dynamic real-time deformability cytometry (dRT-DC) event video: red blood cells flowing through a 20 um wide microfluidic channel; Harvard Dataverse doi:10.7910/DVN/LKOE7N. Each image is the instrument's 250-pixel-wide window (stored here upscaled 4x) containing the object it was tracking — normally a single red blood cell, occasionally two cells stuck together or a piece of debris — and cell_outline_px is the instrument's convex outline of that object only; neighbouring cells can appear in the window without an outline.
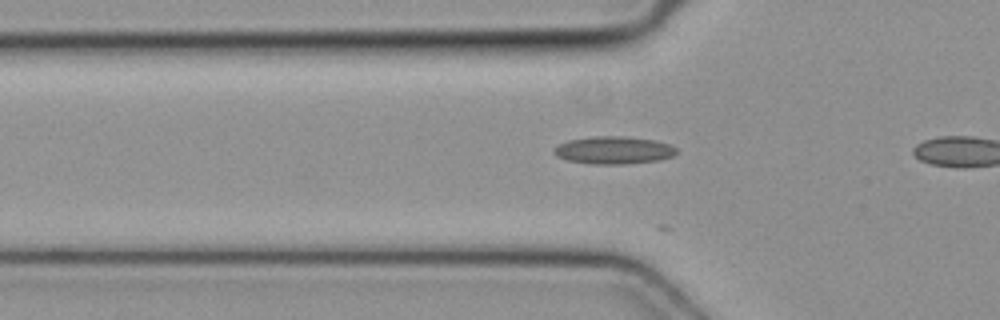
{"species": "common noctule bat (a hibernating species)", "species_latin": "Nyctalus noctula", "temperature_condition": "cold", "stored_images_in_passage": 10, "camera_frame_rate_fps": 3000, "um_per_image_px": 0.085, "animal": {"sex": "female", "body_mass_g": 19.3, "forearm_length_mm": 54.1}, "frame": {"image": 1, "passage_image": 8, "time_ms": 2.333, "image_size_px": [1000, 320], "cell_outline_px": [[676, 152], [672, 156], [660, 160], [628, 164], [592, 164], [568, 160], [556, 156], [552, 152], [560, 144], [568, 140], [592, 136], [624, 136], [652, 140], [668, 144], [676, 148]], "centroid_in_image_um": [52.15, 12.77], "position_along_channel_um": 73.7, "area_um2": 19.59}}